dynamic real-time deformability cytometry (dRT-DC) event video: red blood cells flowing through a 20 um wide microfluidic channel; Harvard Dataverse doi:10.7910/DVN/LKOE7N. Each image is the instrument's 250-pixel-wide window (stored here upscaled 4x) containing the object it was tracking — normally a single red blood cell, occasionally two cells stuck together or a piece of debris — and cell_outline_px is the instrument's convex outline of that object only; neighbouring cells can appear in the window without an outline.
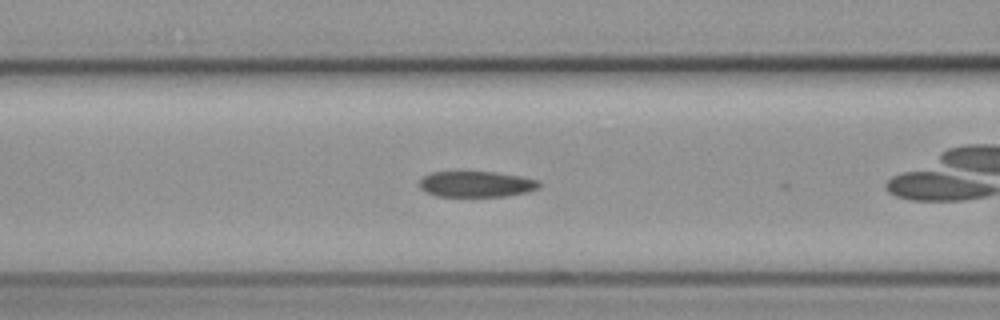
{"species": "common noctule bat (a hibernating species)", "species_latin": "Nyctalus noctula", "temperature_condition": "cold", "stored_images_in_passage": 29, "camera_frame_rate_fps": 3000, "um_per_image_px": 0.085, "animal": {"sex": "female", "body_mass_g": 19.3, "forearm_length_mm": 54.1}, "frame": {"image": 1, "passage_image": 5, "time_ms": 1.333, "image_size_px": [1000, 320], "cell_outline_px": [[540, 188], [528, 192], [504, 196], [436, 196], [420, 188], [420, 180], [424, 176], [432, 172], [496, 172], [520, 176], [540, 180]], "centroid_in_image_um": [40.53, 15.65], "position_along_channel_um": 126.1, "area_um2": 17.98}}
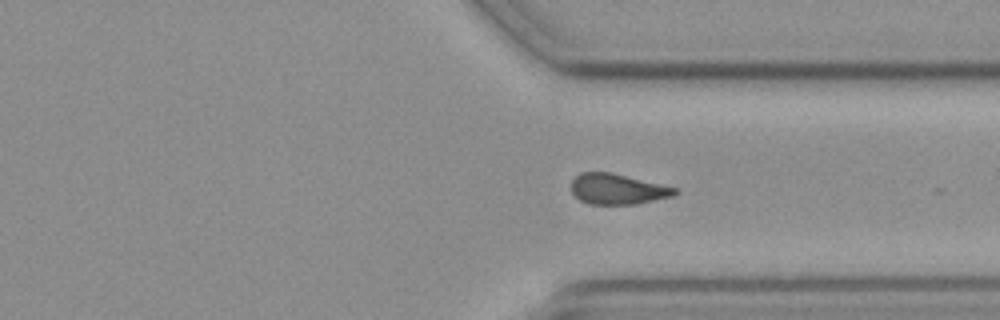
{"frame": {"image": 2, "passage_image": 24, "time_ms": 7.667, "image_size_px": [1000, 320], "cell_outline_px": [[680, 192], [672, 196], [636, 204], [588, 204], [580, 200], [572, 192], [572, 180], [580, 172], [612, 172], [676, 188]], "centroid_in_image_um": [52.48, 16.07], "position_along_channel_um": 358.9, "area_um2": 18.32}, "authors_computed_cell_mechanics": {"area_um2": 18.9006, "velocity_mm_per_s": 3.6684, "shape_relaxation_time_tau1_ms": 4.3368, "shape_relaxation_time_tau2_ms": 4.7688, "deformation_change_tau1": 0.1221, "deformation_change_tau2": 0.1064}}